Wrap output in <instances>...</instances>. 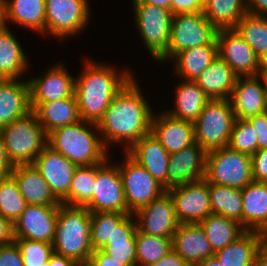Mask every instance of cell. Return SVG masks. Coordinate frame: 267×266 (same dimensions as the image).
I'll list each match as a JSON object with an SVG mask.
<instances>
[{
    "label": "cell",
    "mask_w": 267,
    "mask_h": 266,
    "mask_svg": "<svg viewBox=\"0 0 267 266\" xmlns=\"http://www.w3.org/2000/svg\"><path fill=\"white\" fill-rule=\"evenodd\" d=\"M136 80L134 76L112 99L97 123L102 143L108 151V147L122 144L126 152L139 139L151 133L154 110Z\"/></svg>",
    "instance_id": "1"
},
{
    "label": "cell",
    "mask_w": 267,
    "mask_h": 266,
    "mask_svg": "<svg viewBox=\"0 0 267 266\" xmlns=\"http://www.w3.org/2000/svg\"><path fill=\"white\" fill-rule=\"evenodd\" d=\"M85 60L81 73L75 77V96L81 120L98 123L112 99L134 77L133 72L111 65ZM122 72V73H121Z\"/></svg>",
    "instance_id": "2"
},
{
    "label": "cell",
    "mask_w": 267,
    "mask_h": 266,
    "mask_svg": "<svg viewBox=\"0 0 267 266\" xmlns=\"http://www.w3.org/2000/svg\"><path fill=\"white\" fill-rule=\"evenodd\" d=\"M100 135L97 123L80 120L48 133L47 145L77 166L101 164L110 152Z\"/></svg>",
    "instance_id": "3"
},
{
    "label": "cell",
    "mask_w": 267,
    "mask_h": 266,
    "mask_svg": "<svg viewBox=\"0 0 267 266\" xmlns=\"http://www.w3.org/2000/svg\"><path fill=\"white\" fill-rule=\"evenodd\" d=\"M52 245L56 254L85 266L93 252L91 212L86 207L60 204Z\"/></svg>",
    "instance_id": "4"
},
{
    "label": "cell",
    "mask_w": 267,
    "mask_h": 266,
    "mask_svg": "<svg viewBox=\"0 0 267 266\" xmlns=\"http://www.w3.org/2000/svg\"><path fill=\"white\" fill-rule=\"evenodd\" d=\"M0 134L13 166L32 164L47 145V134L33 111L0 128Z\"/></svg>",
    "instance_id": "5"
},
{
    "label": "cell",
    "mask_w": 267,
    "mask_h": 266,
    "mask_svg": "<svg viewBox=\"0 0 267 266\" xmlns=\"http://www.w3.org/2000/svg\"><path fill=\"white\" fill-rule=\"evenodd\" d=\"M235 120L228 99H210L193 123L195 142L206 152L227 147Z\"/></svg>",
    "instance_id": "6"
},
{
    "label": "cell",
    "mask_w": 267,
    "mask_h": 266,
    "mask_svg": "<svg viewBox=\"0 0 267 266\" xmlns=\"http://www.w3.org/2000/svg\"><path fill=\"white\" fill-rule=\"evenodd\" d=\"M137 32L151 57L158 62L167 52L171 37V10L149 4H132Z\"/></svg>",
    "instance_id": "7"
},
{
    "label": "cell",
    "mask_w": 267,
    "mask_h": 266,
    "mask_svg": "<svg viewBox=\"0 0 267 266\" xmlns=\"http://www.w3.org/2000/svg\"><path fill=\"white\" fill-rule=\"evenodd\" d=\"M204 179L212 184L243 189L254 181L251 156L228 146L209 151Z\"/></svg>",
    "instance_id": "8"
},
{
    "label": "cell",
    "mask_w": 267,
    "mask_h": 266,
    "mask_svg": "<svg viewBox=\"0 0 267 266\" xmlns=\"http://www.w3.org/2000/svg\"><path fill=\"white\" fill-rule=\"evenodd\" d=\"M217 33L218 29L206 19L203 12L174 15L168 52L158 62L171 61L183 50L217 44Z\"/></svg>",
    "instance_id": "9"
},
{
    "label": "cell",
    "mask_w": 267,
    "mask_h": 266,
    "mask_svg": "<svg viewBox=\"0 0 267 266\" xmlns=\"http://www.w3.org/2000/svg\"><path fill=\"white\" fill-rule=\"evenodd\" d=\"M47 36L56 39L80 34L90 20L89 0H45ZM65 37V38H64Z\"/></svg>",
    "instance_id": "10"
},
{
    "label": "cell",
    "mask_w": 267,
    "mask_h": 266,
    "mask_svg": "<svg viewBox=\"0 0 267 266\" xmlns=\"http://www.w3.org/2000/svg\"><path fill=\"white\" fill-rule=\"evenodd\" d=\"M125 160L117 163L123 183L128 210L134 214L153 199L166 192L165 187L126 152ZM121 163V164H120Z\"/></svg>",
    "instance_id": "11"
},
{
    "label": "cell",
    "mask_w": 267,
    "mask_h": 266,
    "mask_svg": "<svg viewBox=\"0 0 267 266\" xmlns=\"http://www.w3.org/2000/svg\"><path fill=\"white\" fill-rule=\"evenodd\" d=\"M108 157L103 163L96 164L94 195L84 206L92 212H119L132 214L126 205L123 183L118 165L110 164ZM110 161V162H109Z\"/></svg>",
    "instance_id": "12"
},
{
    "label": "cell",
    "mask_w": 267,
    "mask_h": 266,
    "mask_svg": "<svg viewBox=\"0 0 267 266\" xmlns=\"http://www.w3.org/2000/svg\"><path fill=\"white\" fill-rule=\"evenodd\" d=\"M180 224H199L212 214L208 182L203 179L166 190Z\"/></svg>",
    "instance_id": "13"
},
{
    "label": "cell",
    "mask_w": 267,
    "mask_h": 266,
    "mask_svg": "<svg viewBox=\"0 0 267 266\" xmlns=\"http://www.w3.org/2000/svg\"><path fill=\"white\" fill-rule=\"evenodd\" d=\"M137 229L144 234L172 238L180 225L176 218L174 204L166 191L134 213Z\"/></svg>",
    "instance_id": "14"
},
{
    "label": "cell",
    "mask_w": 267,
    "mask_h": 266,
    "mask_svg": "<svg viewBox=\"0 0 267 266\" xmlns=\"http://www.w3.org/2000/svg\"><path fill=\"white\" fill-rule=\"evenodd\" d=\"M30 103H45L75 95V77L59 62L41 75L28 78Z\"/></svg>",
    "instance_id": "15"
},
{
    "label": "cell",
    "mask_w": 267,
    "mask_h": 266,
    "mask_svg": "<svg viewBox=\"0 0 267 266\" xmlns=\"http://www.w3.org/2000/svg\"><path fill=\"white\" fill-rule=\"evenodd\" d=\"M216 41L218 56L238 77L257 75L259 58L234 28L219 29Z\"/></svg>",
    "instance_id": "16"
},
{
    "label": "cell",
    "mask_w": 267,
    "mask_h": 266,
    "mask_svg": "<svg viewBox=\"0 0 267 266\" xmlns=\"http://www.w3.org/2000/svg\"><path fill=\"white\" fill-rule=\"evenodd\" d=\"M61 202L68 194L77 165L46 145L32 163Z\"/></svg>",
    "instance_id": "17"
},
{
    "label": "cell",
    "mask_w": 267,
    "mask_h": 266,
    "mask_svg": "<svg viewBox=\"0 0 267 266\" xmlns=\"http://www.w3.org/2000/svg\"><path fill=\"white\" fill-rule=\"evenodd\" d=\"M59 206L27 205L13 224L15 239L53 242Z\"/></svg>",
    "instance_id": "18"
},
{
    "label": "cell",
    "mask_w": 267,
    "mask_h": 266,
    "mask_svg": "<svg viewBox=\"0 0 267 266\" xmlns=\"http://www.w3.org/2000/svg\"><path fill=\"white\" fill-rule=\"evenodd\" d=\"M228 100L236 119H247L266 112L267 90L264 79L259 75L238 77Z\"/></svg>",
    "instance_id": "19"
},
{
    "label": "cell",
    "mask_w": 267,
    "mask_h": 266,
    "mask_svg": "<svg viewBox=\"0 0 267 266\" xmlns=\"http://www.w3.org/2000/svg\"><path fill=\"white\" fill-rule=\"evenodd\" d=\"M207 152L196 142L170 154L168 164V189L203 180Z\"/></svg>",
    "instance_id": "20"
},
{
    "label": "cell",
    "mask_w": 267,
    "mask_h": 266,
    "mask_svg": "<svg viewBox=\"0 0 267 266\" xmlns=\"http://www.w3.org/2000/svg\"><path fill=\"white\" fill-rule=\"evenodd\" d=\"M151 133L169 154L195 143L193 123L175 118L165 110L160 114H153Z\"/></svg>",
    "instance_id": "21"
},
{
    "label": "cell",
    "mask_w": 267,
    "mask_h": 266,
    "mask_svg": "<svg viewBox=\"0 0 267 266\" xmlns=\"http://www.w3.org/2000/svg\"><path fill=\"white\" fill-rule=\"evenodd\" d=\"M126 153L168 190V164L170 154L152 133L139 139Z\"/></svg>",
    "instance_id": "22"
},
{
    "label": "cell",
    "mask_w": 267,
    "mask_h": 266,
    "mask_svg": "<svg viewBox=\"0 0 267 266\" xmlns=\"http://www.w3.org/2000/svg\"><path fill=\"white\" fill-rule=\"evenodd\" d=\"M172 249L190 266L214 256V251L200 224H180L172 237Z\"/></svg>",
    "instance_id": "23"
},
{
    "label": "cell",
    "mask_w": 267,
    "mask_h": 266,
    "mask_svg": "<svg viewBox=\"0 0 267 266\" xmlns=\"http://www.w3.org/2000/svg\"><path fill=\"white\" fill-rule=\"evenodd\" d=\"M30 112L28 80H0V128Z\"/></svg>",
    "instance_id": "24"
},
{
    "label": "cell",
    "mask_w": 267,
    "mask_h": 266,
    "mask_svg": "<svg viewBox=\"0 0 267 266\" xmlns=\"http://www.w3.org/2000/svg\"><path fill=\"white\" fill-rule=\"evenodd\" d=\"M4 25L8 21L26 29L45 35L46 2L45 0H0ZM8 20V21H7Z\"/></svg>",
    "instance_id": "25"
},
{
    "label": "cell",
    "mask_w": 267,
    "mask_h": 266,
    "mask_svg": "<svg viewBox=\"0 0 267 266\" xmlns=\"http://www.w3.org/2000/svg\"><path fill=\"white\" fill-rule=\"evenodd\" d=\"M10 175L15 179L28 205L59 206L61 204L33 164L16 165Z\"/></svg>",
    "instance_id": "26"
},
{
    "label": "cell",
    "mask_w": 267,
    "mask_h": 266,
    "mask_svg": "<svg viewBox=\"0 0 267 266\" xmlns=\"http://www.w3.org/2000/svg\"><path fill=\"white\" fill-rule=\"evenodd\" d=\"M242 226L247 231L267 230V183L251 182L241 189Z\"/></svg>",
    "instance_id": "27"
},
{
    "label": "cell",
    "mask_w": 267,
    "mask_h": 266,
    "mask_svg": "<svg viewBox=\"0 0 267 266\" xmlns=\"http://www.w3.org/2000/svg\"><path fill=\"white\" fill-rule=\"evenodd\" d=\"M9 26L0 29V80H16L29 72V61ZM28 69V70H27Z\"/></svg>",
    "instance_id": "28"
},
{
    "label": "cell",
    "mask_w": 267,
    "mask_h": 266,
    "mask_svg": "<svg viewBox=\"0 0 267 266\" xmlns=\"http://www.w3.org/2000/svg\"><path fill=\"white\" fill-rule=\"evenodd\" d=\"M46 134L81 120L76 96L45 103H30Z\"/></svg>",
    "instance_id": "29"
},
{
    "label": "cell",
    "mask_w": 267,
    "mask_h": 266,
    "mask_svg": "<svg viewBox=\"0 0 267 266\" xmlns=\"http://www.w3.org/2000/svg\"><path fill=\"white\" fill-rule=\"evenodd\" d=\"M237 78L231 67L218 56L194 82L209 99H228Z\"/></svg>",
    "instance_id": "30"
},
{
    "label": "cell",
    "mask_w": 267,
    "mask_h": 266,
    "mask_svg": "<svg viewBox=\"0 0 267 266\" xmlns=\"http://www.w3.org/2000/svg\"><path fill=\"white\" fill-rule=\"evenodd\" d=\"M218 57L217 44H206L177 53L174 60V73L182 80L194 81Z\"/></svg>",
    "instance_id": "31"
},
{
    "label": "cell",
    "mask_w": 267,
    "mask_h": 266,
    "mask_svg": "<svg viewBox=\"0 0 267 266\" xmlns=\"http://www.w3.org/2000/svg\"><path fill=\"white\" fill-rule=\"evenodd\" d=\"M263 238V233L246 230L214 256L222 266H256V255Z\"/></svg>",
    "instance_id": "32"
},
{
    "label": "cell",
    "mask_w": 267,
    "mask_h": 266,
    "mask_svg": "<svg viewBox=\"0 0 267 266\" xmlns=\"http://www.w3.org/2000/svg\"><path fill=\"white\" fill-rule=\"evenodd\" d=\"M175 87V105L165 112L175 118L194 123L210 100L209 97L194 81L182 80Z\"/></svg>",
    "instance_id": "33"
},
{
    "label": "cell",
    "mask_w": 267,
    "mask_h": 266,
    "mask_svg": "<svg viewBox=\"0 0 267 266\" xmlns=\"http://www.w3.org/2000/svg\"><path fill=\"white\" fill-rule=\"evenodd\" d=\"M128 214L114 229L111 239L102 249L106 254L126 264L136 266V219Z\"/></svg>",
    "instance_id": "34"
},
{
    "label": "cell",
    "mask_w": 267,
    "mask_h": 266,
    "mask_svg": "<svg viewBox=\"0 0 267 266\" xmlns=\"http://www.w3.org/2000/svg\"><path fill=\"white\" fill-rule=\"evenodd\" d=\"M199 224L204 229L214 253L229 245L246 231L237 221L218 214H210Z\"/></svg>",
    "instance_id": "35"
},
{
    "label": "cell",
    "mask_w": 267,
    "mask_h": 266,
    "mask_svg": "<svg viewBox=\"0 0 267 266\" xmlns=\"http://www.w3.org/2000/svg\"><path fill=\"white\" fill-rule=\"evenodd\" d=\"M203 14L218 30L231 29L247 14L246 0H204Z\"/></svg>",
    "instance_id": "36"
},
{
    "label": "cell",
    "mask_w": 267,
    "mask_h": 266,
    "mask_svg": "<svg viewBox=\"0 0 267 266\" xmlns=\"http://www.w3.org/2000/svg\"><path fill=\"white\" fill-rule=\"evenodd\" d=\"M212 214L223 215L242 225L241 189L208 182Z\"/></svg>",
    "instance_id": "37"
},
{
    "label": "cell",
    "mask_w": 267,
    "mask_h": 266,
    "mask_svg": "<svg viewBox=\"0 0 267 266\" xmlns=\"http://www.w3.org/2000/svg\"><path fill=\"white\" fill-rule=\"evenodd\" d=\"M96 164L78 166L71 181L69 194L61 201L67 206L84 207L94 195Z\"/></svg>",
    "instance_id": "38"
},
{
    "label": "cell",
    "mask_w": 267,
    "mask_h": 266,
    "mask_svg": "<svg viewBox=\"0 0 267 266\" xmlns=\"http://www.w3.org/2000/svg\"><path fill=\"white\" fill-rule=\"evenodd\" d=\"M257 57L267 53V17L244 15L234 27Z\"/></svg>",
    "instance_id": "39"
},
{
    "label": "cell",
    "mask_w": 267,
    "mask_h": 266,
    "mask_svg": "<svg viewBox=\"0 0 267 266\" xmlns=\"http://www.w3.org/2000/svg\"><path fill=\"white\" fill-rule=\"evenodd\" d=\"M135 238L136 266H149L172 250V238L144 234L138 229Z\"/></svg>",
    "instance_id": "40"
},
{
    "label": "cell",
    "mask_w": 267,
    "mask_h": 266,
    "mask_svg": "<svg viewBox=\"0 0 267 266\" xmlns=\"http://www.w3.org/2000/svg\"><path fill=\"white\" fill-rule=\"evenodd\" d=\"M27 205L15 179L11 175L1 177L0 214L14 224Z\"/></svg>",
    "instance_id": "41"
},
{
    "label": "cell",
    "mask_w": 267,
    "mask_h": 266,
    "mask_svg": "<svg viewBox=\"0 0 267 266\" xmlns=\"http://www.w3.org/2000/svg\"><path fill=\"white\" fill-rule=\"evenodd\" d=\"M119 212L91 213V246L93 251L102 250L111 239L114 229L127 216Z\"/></svg>",
    "instance_id": "42"
},
{
    "label": "cell",
    "mask_w": 267,
    "mask_h": 266,
    "mask_svg": "<svg viewBox=\"0 0 267 266\" xmlns=\"http://www.w3.org/2000/svg\"><path fill=\"white\" fill-rule=\"evenodd\" d=\"M228 147L252 156L258 150V136L247 119H236Z\"/></svg>",
    "instance_id": "43"
},
{
    "label": "cell",
    "mask_w": 267,
    "mask_h": 266,
    "mask_svg": "<svg viewBox=\"0 0 267 266\" xmlns=\"http://www.w3.org/2000/svg\"><path fill=\"white\" fill-rule=\"evenodd\" d=\"M20 249L24 266H41L54 253L51 243L29 239H15Z\"/></svg>",
    "instance_id": "44"
},
{
    "label": "cell",
    "mask_w": 267,
    "mask_h": 266,
    "mask_svg": "<svg viewBox=\"0 0 267 266\" xmlns=\"http://www.w3.org/2000/svg\"><path fill=\"white\" fill-rule=\"evenodd\" d=\"M251 159L253 180L267 183V149L257 150Z\"/></svg>",
    "instance_id": "45"
},
{
    "label": "cell",
    "mask_w": 267,
    "mask_h": 266,
    "mask_svg": "<svg viewBox=\"0 0 267 266\" xmlns=\"http://www.w3.org/2000/svg\"><path fill=\"white\" fill-rule=\"evenodd\" d=\"M0 266H24L20 249L15 242L0 246Z\"/></svg>",
    "instance_id": "46"
},
{
    "label": "cell",
    "mask_w": 267,
    "mask_h": 266,
    "mask_svg": "<svg viewBox=\"0 0 267 266\" xmlns=\"http://www.w3.org/2000/svg\"><path fill=\"white\" fill-rule=\"evenodd\" d=\"M258 136V150L267 149V111L247 118Z\"/></svg>",
    "instance_id": "47"
},
{
    "label": "cell",
    "mask_w": 267,
    "mask_h": 266,
    "mask_svg": "<svg viewBox=\"0 0 267 266\" xmlns=\"http://www.w3.org/2000/svg\"><path fill=\"white\" fill-rule=\"evenodd\" d=\"M204 0H171L174 15L203 12Z\"/></svg>",
    "instance_id": "48"
},
{
    "label": "cell",
    "mask_w": 267,
    "mask_h": 266,
    "mask_svg": "<svg viewBox=\"0 0 267 266\" xmlns=\"http://www.w3.org/2000/svg\"><path fill=\"white\" fill-rule=\"evenodd\" d=\"M85 266H127L119 260L112 258L103 250L93 251Z\"/></svg>",
    "instance_id": "49"
},
{
    "label": "cell",
    "mask_w": 267,
    "mask_h": 266,
    "mask_svg": "<svg viewBox=\"0 0 267 266\" xmlns=\"http://www.w3.org/2000/svg\"><path fill=\"white\" fill-rule=\"evenodd\" d=\"M14 241L13 223L0 214V246L11 244Z\"/></svg>",
    "instance_id": "50"
},
{
    "label": "cell",
    "mask_w": 267,
    "mask_h": 266,
    "mask_svg": "<svg viewBox=\"0 0 267 266\" xmlns=\"http://www.w3.org/2000/svg\"><path fill=\"white\" fill-rule=\"evenodd\" d=\"M149 266H190V265L178 253H176L172 249L165 256L160 258L157 262H154Z\"/></svg>",
    "instance_id": "51"
},
{
    "label": "cell",
    "mask_w": 267,
    "mask_h": 266,
    "mask_svg": "<svg viewBox=\"0 0 267 266\" xmlns=\"http://www.w3.org/2000/svg\"><path fill=\"white\" fill-rule=\"evenodd\" d=\"M247 13L267 17V0H246Z\"/></svg>",
    "instance_id": "52"
},
{
    "label": "cell",
    "mask_w": 267,
    "mask_h": 266,
    "mask_svg": "<svg viewBox=\"0 0 267 266\" xmlns=\"http://www.w3.org/2000/svg\"><path fill=\"white\" fill-rule=\"evenodd\" d=\"M13 167L5 151L4 142L0 134V176L4 177L10 175Z\"/></svg>",
    "instance_id": "53"
},
{
    "label": "cell",
    "mask_w": 267,
    "mask_h": 266,
    "mask_svg": "<svg viewBox=\"0 0 267 266\" xmlns=\"http://www.w3.org/2000/svg\"><path fill=\"white\" fill-rule=\"evenodd\" d=\"M256 266H267V240L262 239L257 255H256Z\"/></svg>",
    "instance_id": "54"
},
{
    "label": "cell",
    "mask_w": 267,
    "mask_h": 266,
    "mask_svg": "<svg viewBox=\"0 0 267 266\" xmlns=\"http://www.w3.org/2000/svg\"><path fill=\"white\" fill-rule=\"evenodd\" d=\"M52 266H81L75 260L63 255L52 254Z\"/></svg>",
    "instance_id": "55"
},
{
    "label": "cell",
    "mask_w": 267,
    "mask_h": 266,
    "mask_svg": "<svg viewBox=\"0 0 267 266\" xmlns=\"http://www.w3.org/2000/svg\"><path fill=\"white\" fill-rule=\"evenodd\" d=\"M132 4H149L171 10V0H132Z\"/></svg>",
    "instance_id": "56"
},
{
    "label": "cell",
    "mask_w": 267,
    "mask_h": 266,
    "mask_svg": "<svg viewBox=\"0 0 267 266\" xmlns=\"http://www.w3.org/2000/svg\"><path fill=\"white\" fill-rule=\"evenodd\" d=\"M257 75L261 76L262 78L267 75V53L259 57Z\"/></svg>",
    "instance_id": "57"
},
{
    "label": "cell",
    "mask_w": 267,
    "mask_h": 266,
    "mask_svg": "<svg viewBox=\"0 0 267 266\" xmlns=\"http://www.w3.org/2000/svg\"><path fill=\"white\" fill-rule=\"evenodd\" d=\"M195 266H222V264L215 256H212L196 264Z\"/></svg>",
    "instance_id": "58"
},
{
    "label": "cell",
    "mask_w": 267,
    "mask_h": 266,
    "mask_svg": "<svg viewBox=\"0 0 267 266\" xmlns=\"http://www.w3.org/2000/svg\"><path fill=\"white\" fill-rule=\"evenodd\" d=\"M3 25H4V22H3V14H2L1 6H0V29L2 28Z\"/></svg>",
    "instance_id": "59"
},
{
    "label": "cell",
    "mask_w": 267,
    "mask_h": 266,
    "mask_svg": "<svg viewBox=\"0 0 267 266\" xmlns=\"http://www.w3.org/2000/svg\"><path fill=\"white\" fill-rule=\"evenodd\" d=\"M41 266H52V255L50 257V259L46 262H44Z\"/></svg>",
    "instance_id": "60"
},
{
    "label": "cell",
    "mask_w": 267,
    "mask_h": 266,
    "mask_svg": "<svg viewBox=\"0 0 267 266\" xmlns=\"http://www.w3.org/2000/svg\"><path fill=\"white\" fill-rule=\"evenodd\" d=\"M263 79H264L266 90H267V75Z\"/></svg>",
    "instance_id": "61"
},
{
    "label": "cell",
    "mask_w": 267,
    "mask_h": 266,
    "mask_svg": "<svg viewBox=\"0 0 267 266\" xmlns=\"http://www.w3.org/2000/svg\"><path fill=\"white\" fill-rule=\"evenodd\" d=\"M263 235H264V238L267 240V230L265 231Z\"/></svg>",
    "instance_id": "62"
}]
</instances>
